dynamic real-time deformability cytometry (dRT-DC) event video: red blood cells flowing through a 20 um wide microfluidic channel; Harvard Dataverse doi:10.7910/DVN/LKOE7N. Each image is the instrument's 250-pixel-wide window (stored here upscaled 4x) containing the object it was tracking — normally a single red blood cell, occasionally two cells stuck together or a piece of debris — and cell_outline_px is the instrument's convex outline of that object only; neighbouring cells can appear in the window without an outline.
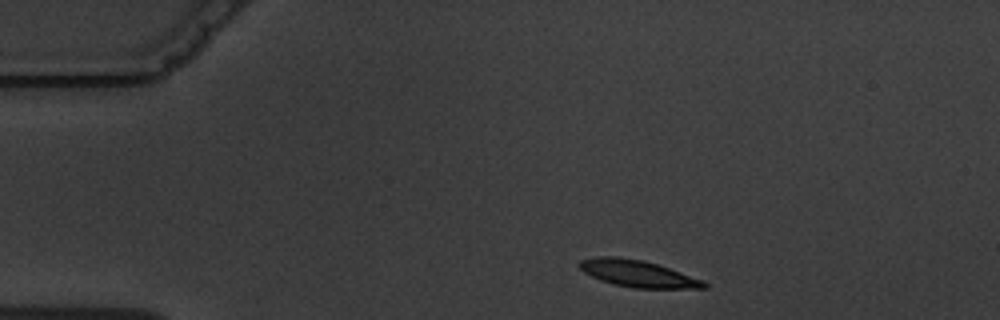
{"species": "common noctule bat (a hibernating species)", "species_latin": "Nyctalus noctula", "temperature_condition": "warm", "stored_images_in_passage": 4, "camera_frame_rate_fps": 3000, "um_per_image_px": 0.085, "animal": {"sex": "male", "body_mass_g": 19.5, "forearm_length_mm": 54.6}, "frame": {"image": 1, "passage_image": 1, "time_ms": 0.0, "image_size_px": [1000, 320], "cell_outline_px": [[708, 288], [632, 288], [612, 284], [600, 280], [584, 272], [576, 264], [580, 260], [600, 256], [616, 256], [644, 260], [704, 280], [708, 284]], "centroid_in_image_um": [54.19, 23.25], "position_along_channel_um": 30.8, "area_um2": 19.48}}
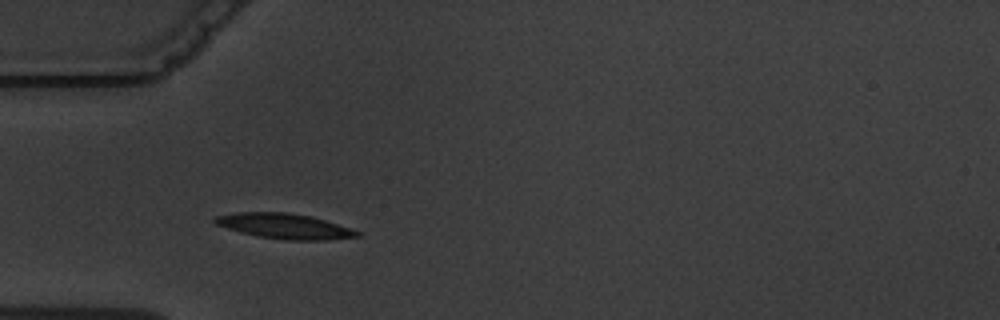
{"frame": {"image": 2, "passage_image": 3, "time_ms": 2.333, "image_size_px": [1000, 320], "cell_outline_px": [[360, 236], [328, 240], [288, 240], [256, 236], [240, 232], [216, 224], [212, 220], [216, 216], [236, 212], [288, 212], [312, 216], [360, 232]], "centroid_in_image_um": [24.15, 19.22], "position_along_channel_um": 60.8, "area_um2": 20.75}}